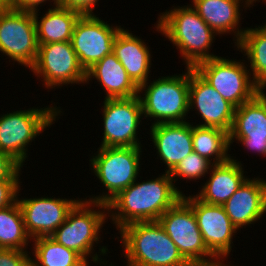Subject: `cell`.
I'll return each instance as SVG.
<instances>
[{"mask_svg":"<svg viewBox=\"0 0 266 266\" xmlns=\"http://www.w3.org/2000/svg\"><path fill=\"white\" fill-rule=\"evenodd\" d=\"M193 123V151L209 160L213 165L228 161L231 158V155L228 154V151L231 150L229 133L219 128L198 126Z\"/></svg>","mask_w":266,"mask_h":266,"instance_id":"484cf974","label":"cell"},{"mask_svg":"<svg viewBox=\"0 0 266 266\" xmlns=\"http://www.w3.org/2000/svg\"><path fill=\"white\" fill-rule=\"evenodd\" d=\"M178 188L167 172L154 179L137 180L107 204L108 217L117 230L135 222L158 221L182 198L184 193Z\"/></svg>","mask_w":266,"mask_h":266,"instance_id":"6da1fadb","label":"cell"},{"mask_svg":"<svg viewBox=\"0 0 266 266\" xmlns=\"http://www.w3.org/2000/svg\"><path fill=\"white\" fill-rule=\"evenodd\" d=\"M158 222L191 266H225L207 248L191 206L181 198Z\"/></svg>","mask_w":266,"mask_h":266,"instance_id":"ba28073f","label":"cell"},{"mask_svg":"<svg viewBox=\"0 0 266 266\" xmlns=\"http://www.w3.org/2000/svg\"><path fill=\"white\" fill-rule=\"evenodd\" d=\"M52 197L19 198L24 226L31 239L50 237L66 220L69 211L79 201Z\"/></svg>","mask_w":266,"mask_h":266,"instance_id":"9a60e30c","label":"cell"},{"mask_svg":"<svg viewBox=\"0 0 266 266\" xmlns=\"http://www.w3.org/2000/svg\"><path fill=\"white\" fill-rule=\"evenodd\" d=\"M32 243L34 258L31 257L30 262L34 266H89L78 253L51 237L32 239Z\"/></svg>","mask_w":266,"mask_h":266,"instance_id":"4316f807","label":"cell"},{"mask_svg":"<svg viewBox=\"0 0 266 266\" xmlns=\"http://www.w3.org/2000/svg\"><path fill=\"white\" fill-rule=\"evenodd\" d=\"M241 161L233 156L224 163L212 165L209 178L195 196L210 205H223L248 179Z\"/></svg>","mask_w":266,"mask_h":266,"instance_id":"44dd1931","label":"cell"},{"mask_svg":"<svg viewBox=\"0 0 266 266\" xmlns=\"http://www.w3.org/2000/svg\"><path fill=\"white\" fill-rule=\"evenodd\" d=\"M242 0H192V7L203 21L217 34H233L235 45L240 41L246 28L240 27L241 8H248ZM243 3V5H242ZM241 4V5H240ZM245 5V6H244ZM232 32V33H231Z\"/></svg>","mask_w":266,"mask_h":266,"instance_id":"7402d4cb","label":"cell"},{"mask_svg":"<svg viewBox=\"0 0 266 266\" xmlns=\"http://www.w3.org/2000/svg\"><path fill=\"white\" fill-rule=\"evenodd\" d=\"M258 26V27H257ZM255 28H246L237 50L247 56L250 74L254 83L261 89L266 88V23Z\"/></svg>","mask_w":266,"mask_h":266,"instance_id":"d4e9b609","label":"cell"},{"mask_svg":"<svg viewBox=\"0 0 266 266\" xmlns=\"http://www.w3.org/2000/svg\"><path fill=\"white\" fill-rule=\"evenodd\" d=\"M235 141L249 151L266 157V93L261 90L252 100L235 108L229 144Z\"/></svg>","mask_w":266,"mask_h":266,"instance_id":"2e32d148","label":"cell"},{"mask_svg":"<svg viewBox=\"0 0 266 266\" xmlns=\"http://www.w3.org/2000/svg\"><path fill=\"white\" fill-rule=\"evenodd\" d=\"M32 240L24 226V219L17 200L8 207L0 209V249L27 251Z\"/></svg>","mask_w":266,"mask_h":266,"instance_id":"83f0119b","label":"cell"},{"mask_svg":"<svg viewBox=\"0 0 266 266\" xmlns=\"http://www.w3.org/2000/svg\"><path fill=\"white\" fill-rule=\"evenodd\" d=\"M47 89L86 82V72L79 64L71 41L39 44L35 64L30 68Z\"/></svg>","mask_w":266,"mask_h":266,"instance_id":"7c38bea8","label":"cell"},{"mask_svg":"<svg viewBox=\"0 0 266 266\" xmlns=\"http://www.w3.org/2000/svg\"><path fill=\"white\" fill-rule=\"evenodd\" d=\"M182 198L191 206L203 241L208 250L225 266L224 258L230 255L233 236L238 231L232 224L222 205H210L199 200L192 194Z\"/></svg>","mask_w":266,"mask_h":266,"instance_id":"4fadbf2b","label":"cell"},{"mask_svg":"<svg viewBox=\"0 0 266 266\" xmlns=\"http://www.w3.org/2000/svg\"><path fill=\"white\" fill-rule=\"evenodd\" d=\"M190 109L198 111L200 118L203 119L201 124L200 122L197 124L198 126L215 127L230 133L235 107L225 100L193 68H190Z\"/></svg>","mask_w":266,"mask_h":266,"instance_id":"e0dca14e","label":"cell"},{"mask_svg":"<svg viewBox=\"0 0 266 266\" xmlns=\"http://www.w3.org/2000/svg\"><path fill=\"white\" fill-rule=\"evenodd\" d=\"M108 218V206L106 204L81 198L69 211L65 222L50 237L64 247L78 253L88 264L87 258L91 257L93 263L106 266L107 261L102 259L100 255H106L108 248L102 246L99 248L98 253L100 254L97 252L94 254L93 246L100 243V232Z\"/></svg>","mask_w":266,"mask_h":266,"instance_id":"277c9868","label":"cell"},{"mask_svg":"<svg viewBox=\"0 0 266 266\" xmlns=\"http://www.w3.org/2000/svg\"><path fill=\"white\" fill-rule=\"evenodd\" d=\"M148 47L144 40L123 27L115 36L113 43L112 53L138 88L150 81L148 76L151 72L152 57Z\"/></svg>","mask_w":266,"mask_h":266,"instance_id":"ffe728a7","label":"cell"},{"mask_svg":"<svg viewBox=\"0 0 266 266\" xmlns=\"http://www.w3.org/2000/svg\"><path fill=\"white\" fill-rule=\"evenodd\" d=\"M182 74L167 75L146 82L138 89L143 117L158 123L186 122L189 113L190 68ZM150 83V84H149ZM142 93V94H141Z\"/></svg>","mask_w":266,"mask_h":266,"instance_id":"5b68a950","label":"cell"},{"mask_svg":"<svg viewBox=\"0 0 266 266\" xmlns=\"http://www.w3.org/2000/svg\"><path fill=\"white\" fill-rule=\"evenodd\" d=\"M150 136L160 161L170 173L186 156L193 152L192 124L186 122L151 125Z\"/></svg>","mask_w":266,"mask_h":266,"instance_id":"ac0fdd59","label":"cell"},{"mask_svg":"<svg viewBox=\"0 0 266 266\" xmlns=\"http://www.w3.org/2000/svg\"><path fill=\"white\" fill-rule=\"evenodd\" d=\"M212 163L196 152H191L186 156L169 174L172 181L175 182L180 177L184 180H199L207 175L212 167Z\"/></svg>","mask_w":266,"mask_h":266,"instance_id":"f1b7e54d","label":"cell"},{"mask_svg":"<svg viewBox=\"0 0 266 266\" xmlns=\"http://www.w3.org/2000/svg\"><path fill=\"white\" fill-rule=\"evenodd\" d=\"M173 7L160 13L154 26L180 51L185 67L194 68L200 62L218 57L209 52L217 34L191 4Z\"/></svg>","mask_w":266,"mask_h":266,"instance_id":"7a4b0ae2","label":"cell"},{"mask_svg":"<svg viewBox=\"0 0 266 266\" xmlns=\"http://www.w3.org/2000/svg\"><path fill=\"white\" fill-rule=\"evenodd\" d=\"M222 206L237 230L251 226L266 213V180L248 178Z\"/></svg>","mask_w":266,"mask_h":266,"instance_id":"d6986e66","label":"cell"},{"mask_svg":"<svg viewBox=\"0 0 266 266\" xmlns=\"http://www.w3.org/2000/svg\"><path fill=\"white\" fill-rule=\"evenodd\" d=\"M54 105L29 108L0 115V151L8 154L21 167L28 157V145L61 115ZM61 112V113H60Z\"/></svg>","mask_w":266,"mask_h":266,"instance_id":"8992f818","label":"cell"},{"mask_svg":"<svg viewBox=\"0 0 266 266\" xmlns=\"http://www.w3.org/2000/svg\"><path fill=\"white\" fill-rule=\"evenodd\" d=\"M9 7L8 0H0V10L6 9Z\"/></svg>","mask_w":266,"mask_h":266,"instance_id":"e575fe53","label":"cell"},{"mask_svg":"<svg viewBox=\"0 0 266 266\" xmlns=\"http://www.w3.org/2000/svg\"><path fill=\"white\" fill-rule=\"evenodd\" d=\"M90 158L91 170L107 192L94 195L92 202L108 204L137 180L140 172L141 147H99Z\"/></svg>","mask_w":266,"mask_h":266,"instance_id":"52a82bcc","label":"cell"},{"mask_svg":"<svg viewBox=\"0 0 266 266\" xmlns=\"http://www.w3.org/2000/svg\"><path fill=\"white\" fill-rule=\"evenodd\" d=\"M250 9L251 5L253 6L254 3H256L257 1L260 2L259 0H242ZM263 2V0H262Z\"/></svg>","mask_w":266,"mask_h":266,"instance_id":"d590c367","label":"cell"},{"mask_svg":"<svg viewBox=\"0 0 266 266\" xmlns=\"http://www.w3.org/2000/svg\"><path fill=\"white\" fill-rule=\"evenodd\" d=\"M242 61V62H241ZM221 56L198 63L193 69L235 108L252 100L261 89L243 61Z\"/></svg>","mask_w":266,"mask_h":266,"instance_id":"9c48e42d","label":"cell"},{"mask_svg":"<svg viewBox=\"0 0 266 266\" xmlns=\"http://www.w3.org/2000/svg\"><path fill=\"white\" fill-rule=\"evenodd\" d=\"M46 1L50 0H8V3H9V8L11 9L34 12L37 10L39 11L40 8L38 7H41L43 3L46 4ZM50 2L53 3V6L58 5V0H52Z\"/></svg>","mask_w":266,"mask_h":266,"instance_id":"836d02e7","label":"cell"},{"mask_svg":"<svg viewBox=\"0 0 266 266\" xmlns=\"http://www.w3.org/2000/svg\"><path fill=\"white\" fill-rule=\"evenodd\" d=\"M103 104L104 133L100 147H142L137 135L144 119L139 95L104 99Z\"/></svg>","mask_w":266,"mask_h":266,"instance_id":"8fae6325","label":"cell"},{"mask_svg":"<svg viewBox=\"0 0 266 266\" xmlns=\"http://www.w3.org/2000/svg\"><path fill=\"white\" fill-rule=\"evenodd\" d=\"M21 166L8 154L0 151V181L19 179Z\"/></svg>","mask_w":266,"mask_h":266,"instance_id":"1f68e13d","label":"cell"},{"mask_svg":"<svg viewBox=\"0 0 266 266\" xmlns=\"http://www.w3.org/2000/svg\"><path fill=\"white\" fill-rule=\"evenodd\" d=\"M118 232L126 266H191L158 221L131 223Z\"/></svg>","mask_w":266,"mask_h":266,"instance_id":"3957f363","label":"cell"},{"mask_svg":"<svg viewBox=\"0 0 266 266\" xmlns=\"http://www.w3.org/2000/svg\"><path fill=\"white\" fill-rule=\"evenodd\" d=\"M93 78L104 88L103 91H106L105 99L130 98L139 94V88L113 53L106 55L86 71L85 84H89Z\"/></svg>","mask_w":266,"mask_h":266,"instance_id":"603a6c76","label":"cell"},{"mask_svg":"<svg viewBox=\"0 0 266 266\" xmlns=\"http://www.w3.org/2000/svg\"><path fill=\"white\" fill-rule=\"evenodd\" d=\"M38 48L33 12L9 7L0 10V52L11 62L30 69L37 59Z\"/></svg>","mask_w":266,"mask_h":266,"instance_id":"30bf717a","label":"cell"},{"mask_svg":"<svg viewBox=\"0 0 266 266\" xmlns=\"http://www.w3.org/2000/svg\"><path fill=\"white\" fill-rule=\"evenodd\" d=\"M121 28L120 25L110 26L96 15L80 16L75 24L71 43L85 72L112 53L115 36Z\"/></svg>","mask_w":266,"mask_h":266,"instance_id":"5bb4252c","label":"cell"},{"mask_svg":"<svg viewBox=\"0 0 266 266\" xmlns=\"http://www.w3.org/2000/svg\"><path fill=\"white\" fill-rule=\"evenodd\" d=\"M20 179H6L0 181V209L12 205L19 196Z\"/></svg>","mask_w":266,"mask_h":266,"instance_id":"f546056e","label":"cell"},{"mask_svg":"<svg viewBox=\"0 0 266 266\" xmlns=\"http://www.w3.org/2000/svg\"><path fill=\"white\" fill-rule=\"evenodd\" d=\"M33 16L38 44H48L71 41L75 24L81 14L58 4L43 13L41 19L38 17V10L33 12Z\"/></svg>","mask_w":266,"mask_h":266,"instance_id":"cb8c5ba5","label":"cell"},{"mask_svg":"<svg viewBox=\"0 0 266 266\" xmlns=\"http://www.w3.org/2000/svg\"><path fill=\"white\" fill-rule=\"evenodd\" d=\"M31 252L15 250V249H0V266H28L30 263Z\"/></svg>","mask_w":266,"mask_h":266,"instance_id":"4dcf8cb0","label":"cell"},{"mask_svg":"<svg viewBox=\"0 0 266 266\" xmlns=\"http://www.w3.org/2000/svg\"><path fill=\"white\" fill-rule=\"evenodd\" d=\"M99 0H59L61 7L79 12L81 15H95L93 9Z\"/></svg>","mask_w":266,"mask_h":266,"instance_id":"d6a6232c","label":"cell"}]
</instances>
